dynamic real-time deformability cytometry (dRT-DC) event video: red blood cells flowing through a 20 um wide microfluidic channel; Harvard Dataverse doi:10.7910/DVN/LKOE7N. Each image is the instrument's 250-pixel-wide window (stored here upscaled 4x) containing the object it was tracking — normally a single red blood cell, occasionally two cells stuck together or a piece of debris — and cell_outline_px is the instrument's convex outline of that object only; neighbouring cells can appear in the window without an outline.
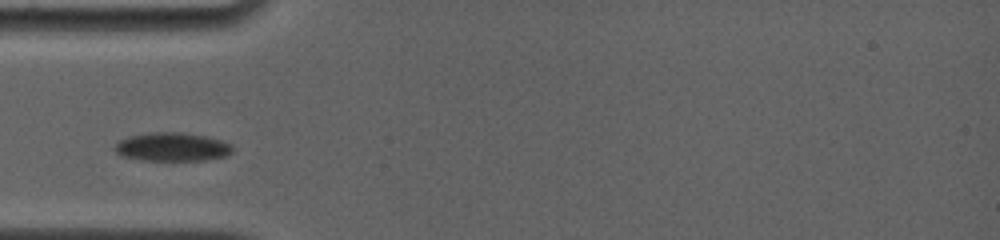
{"species": "common noctule bat (a hibernating species)", "species_latin": "Nyctalus noctula", "temperature_condition": "room temperature", "stored_images_in_passage": 7, "camera_frame_rate_fps": 4000, "um_per_image_px": 0.085, "animal": {"sex": "female", "body_mass_g": 19.0, "forearm_length_mm": 56.7}, "frame": {"image": 1, "passage_image": 4, "time_ms": 3.0, "image_size_px": [1000, 240], "cell_outline_px": [[232, 152], [224, 156], [204, 160], [140, 160], [124, 156], [116, 152], [116, 144], [120, 140], [128, 136], [148, 132], [184, 132], [204, 136], [220, 140], [232, 144]], "centroid_in_image_um": [14.63, 12.47], "position_along_channel_um": 70.4, "area_um2": 19.48}}
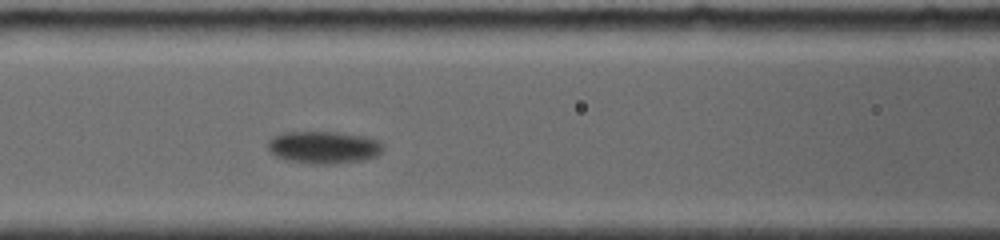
{"frame": {"image": 2, "passage_image": 6, "time_ms": 5.0, "image_size_px": [1000, 240], "cell_outline_px": [[384, 148], [376, 156], [364, 160], [336, 164], [308, 164], [284, 160], [276, 156], [268, 148], [268, 140], [272, 136], [284, 132], [340, 132], [364, 136], [376, 140]], "centroid_in_image_um": [27.48, 12.53], "position_along_channel_um": 139.1, "area_um2": 21.91}}
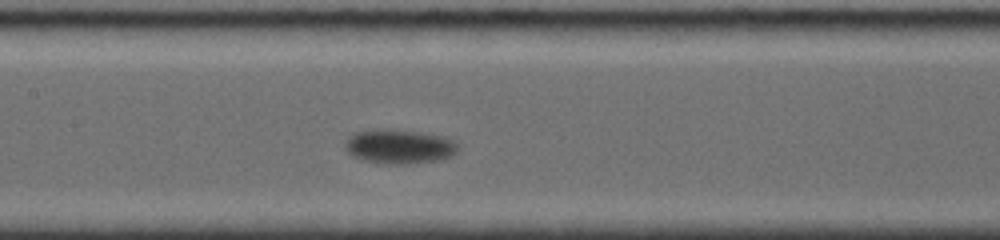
{"frame": {"image": 3, "passage_image": 7, "time_ms": 6.0, "image_size_px": [1000, 240], "cell_outline_px": [[460, 148], [452, 156], [436, 160], [404, 164], [388, 164], [360, 160], [352, 156], [348, 152], [344, 144], [344, 140], [348, 136], [356, 132], [372, 128], [384, 128], [416, 132], [444, 136], [452, 140]], "centroid_in_image_um": [33.87, 12.44], "position_along_channel_um": 173.5, "area_um2": 22.77}}